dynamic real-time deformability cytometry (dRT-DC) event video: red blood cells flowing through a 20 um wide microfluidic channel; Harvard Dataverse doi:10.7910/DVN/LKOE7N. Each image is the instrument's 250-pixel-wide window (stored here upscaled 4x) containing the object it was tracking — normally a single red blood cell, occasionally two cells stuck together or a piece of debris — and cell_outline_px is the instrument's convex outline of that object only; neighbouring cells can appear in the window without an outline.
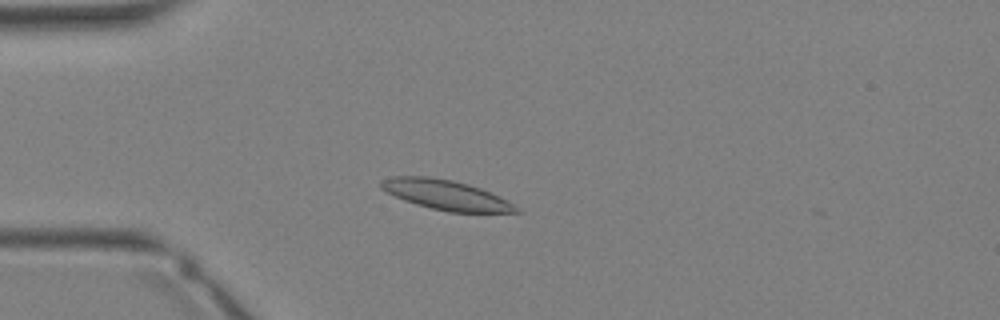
{"species": "Egyptian fruit bat (a non-hibernating species)", "species_latin": "Rousettus aegyptiacus", "temperature_condition": "warm", "stored_images_in_passage": 32, "camera_frame_rate_fps": 3000, "um_per_image_px": 0.085, "animal": {"sex": "female"}, "frame": {"image": 1, "passage_image": 7, "time_ms": 2.0, "image_size_px": [1000, 320], "cell_outline_px": [[520, 212], [448, 212], [416, 204], [404, 200], [380, 188], [380, 180], [392, 176], [428, 176], [452, 180], [468, 184], [480, 188], [520, 208]], "centroid_in_image_um": [37.84, 16.55], "position_along_channel_um": 47.2, "area_um2": 23.06}}
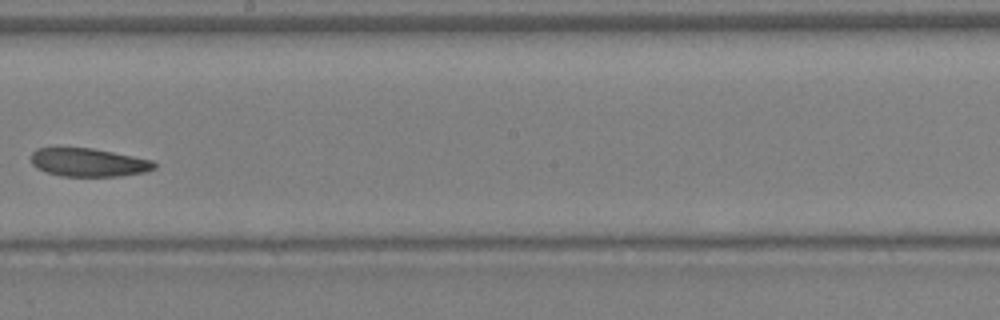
{"frame": {"image": 2, "passage_image": 18, "time_ms": 5.667, "image_size_px": [1000, 320], "cell_outline_px": [[156, 168], [144, 172], [120, 176], [60, 176], [36, 168], [32, 164], [32, 152], [36, 148], [92, 148], [152, 160], [156, 164]], "centroid_in_image_um": [7.52, 13.81], "position_along_channel_um": 240.7, "area_um2": 20.17}}
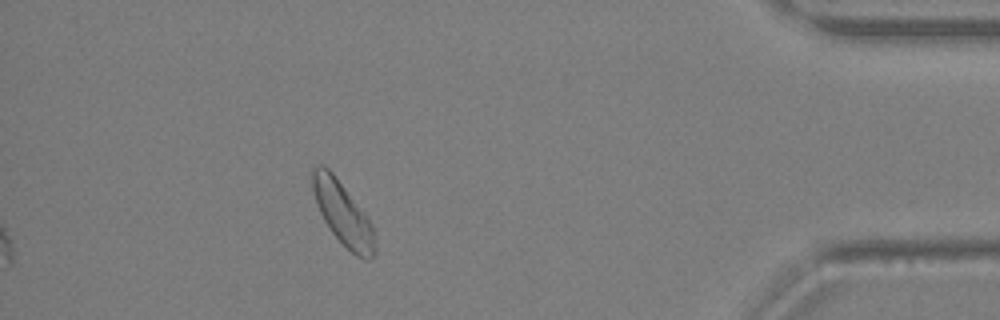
{"frame": {"image": 3, "passage_image": 29, "time_ms": 9.333, "image_size_px": [1000, 320], "cell_outline_px": [[376, 256], [368, 260], [364, 260], [356, 256], [332, 232], [324, 220], [316, 204], [312, 188], [312, 168], [316, 164], [320, 164], [328, 168], [332, 172], [368, 216], [372, 224], [376, 248]], "centroid_in_image_um": [29.16, 18.15], "position_along_channel_um": 406.0, "area_um2": 22.95}}